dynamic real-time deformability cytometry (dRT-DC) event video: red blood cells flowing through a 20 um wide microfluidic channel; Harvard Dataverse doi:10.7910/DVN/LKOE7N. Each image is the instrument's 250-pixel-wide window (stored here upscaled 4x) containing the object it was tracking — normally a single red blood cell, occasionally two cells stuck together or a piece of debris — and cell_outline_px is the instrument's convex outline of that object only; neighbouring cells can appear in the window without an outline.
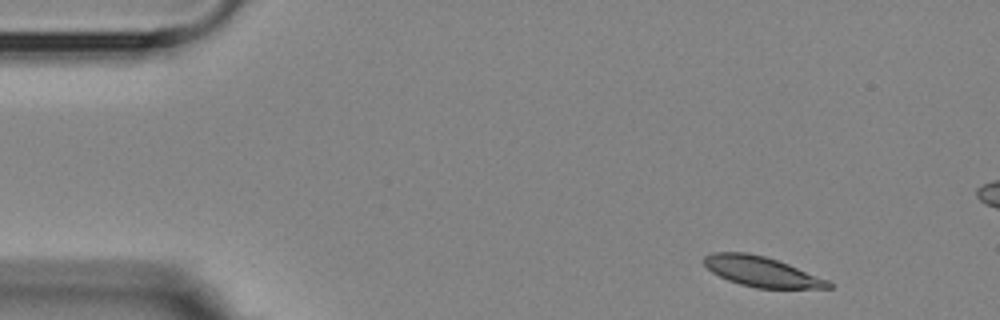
{"species": "Egyptian fruit bat (a non-hibernating species)", "species_latin": "Rousettus aegyptiacus", "temperature_condition": "room temperature", "stored_images_in_passage": 3, "camera_frame_rate_fps": 3000, "um_per_image_px": 0.085, "animal": {"sex": "female"}, "frame": {"image": 1, "passage_image": 1, "time_ms": 0.0, "image_size_px": [1000, 320], "cell_outline_px": [[832, 288], [756, 288], [740, 284], [728, 280], [712, 272], [704, 264], [704, 256], [712, 252], [748, 252], [764, 256], [788, 264], [828, 280], [832, 284]], "centroid_in_image_um": [64.71, 23.08], "position_along_channel_um": 20.3, "area_um2": 21.62}}